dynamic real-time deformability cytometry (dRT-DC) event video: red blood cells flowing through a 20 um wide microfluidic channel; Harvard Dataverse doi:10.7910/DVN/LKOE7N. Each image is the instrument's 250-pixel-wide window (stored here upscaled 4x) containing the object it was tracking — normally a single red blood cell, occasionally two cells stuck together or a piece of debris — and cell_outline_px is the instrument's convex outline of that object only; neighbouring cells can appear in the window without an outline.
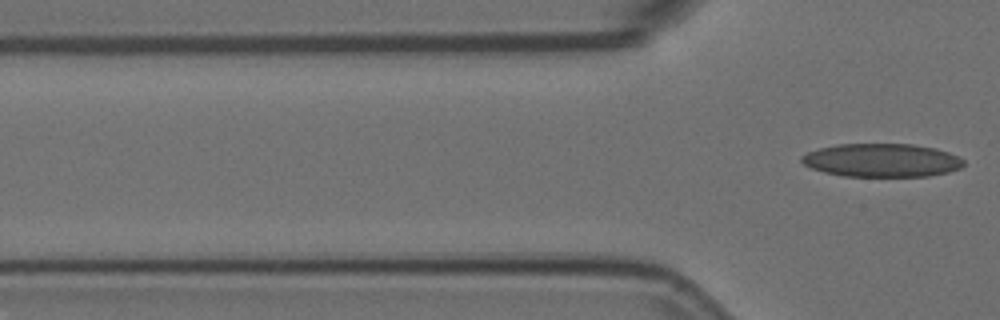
{"species": "Egyptian fruit bat (a non-hibernating species)", "species_latin": "Rousettus aegyptiacus", "temperature_condition": "room temperature", "stored_images_in_passage": 5, "camera_frame_rate_fps": 3000, "um_per_image_px": 0.085, "animal": {"sex": "female"}, "frame": {"image": 1, "passage_image": 5, "time_ms": 1.333, "image_size_px": [1000, 320], "cell_outline_px": [[964, 164], [960, 168], [948, 172], [928, 176], [844, 176], [824, 172], [812, 168], [804, 164], [800, 160], [800, 156], [808, 152], [820, 148], [840, 144], [912, 144], [936, 148], [948, 152], [964, 160]], "centroid_in_image_um": [74.95, 13.62], "position_along_channel_um": 50.9, "area_um2": 31.39}}